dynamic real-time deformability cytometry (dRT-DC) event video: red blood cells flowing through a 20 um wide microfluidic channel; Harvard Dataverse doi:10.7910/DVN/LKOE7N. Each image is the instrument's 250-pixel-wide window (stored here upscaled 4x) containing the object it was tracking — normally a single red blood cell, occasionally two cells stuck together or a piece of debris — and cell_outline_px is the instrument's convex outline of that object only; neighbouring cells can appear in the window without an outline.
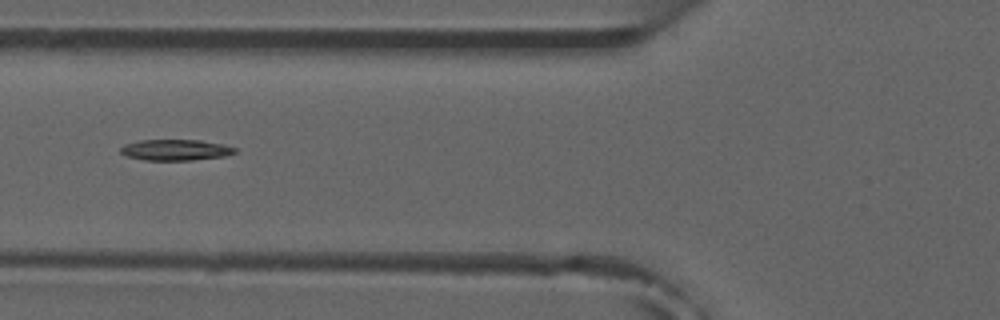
{"species": "common noctule bat (a hibernating species)", "species_latin": "Nyctalus noctula", "temperature_condition": "room temperature", "stored_images_in_passage": 4, "camera_frame_rate_fps": 3000, "um_per_image_px": 0.085, "animal": {"sex": "male", "forearm_length_mm": 52.5}, "frame": {"image": 1, "passage_image": 3, "time_ms": 2.333, "image_size_px": [1000, 320], "cell_outline_px": [[236, 152], [228, 156], [192, 160], [144, 160], [128, 156], [120, 152], [120, 148], [124, 144], [140, 140], [200, 140], [224, 144], [236, 148]], "centroid_in_image_um": [14.95, 12.74], "position_along_channel_um": 110.8, "area_um2": 14.05}}
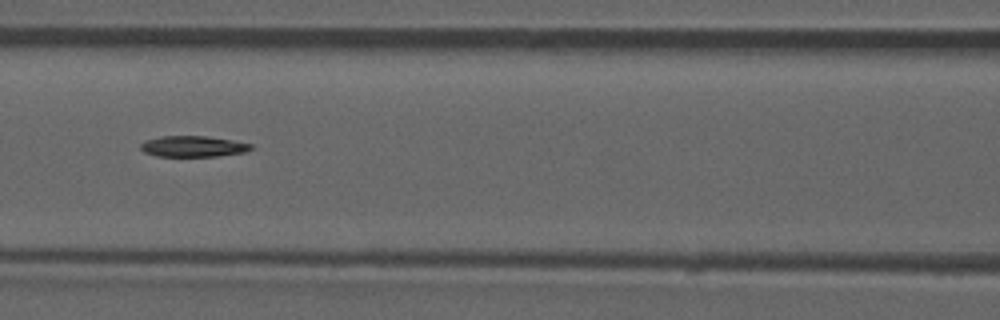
{"frame": {"image": 2, "passage_image": 4, "time_ms": 3.333, "image_size_px": [1000, 320], "cell_outline_px": [[252, 148], [244, 152], [216, 156], [156, 156], [144, 152], [140, 148], [140, 144], [144, 140], [160, 136], [204, 136], [232, 140], [252, 144]], "centroid_in_image_um": [16.36, 12.44], "position_along_channel_um": 150.2, "area_um2": 13.41}}